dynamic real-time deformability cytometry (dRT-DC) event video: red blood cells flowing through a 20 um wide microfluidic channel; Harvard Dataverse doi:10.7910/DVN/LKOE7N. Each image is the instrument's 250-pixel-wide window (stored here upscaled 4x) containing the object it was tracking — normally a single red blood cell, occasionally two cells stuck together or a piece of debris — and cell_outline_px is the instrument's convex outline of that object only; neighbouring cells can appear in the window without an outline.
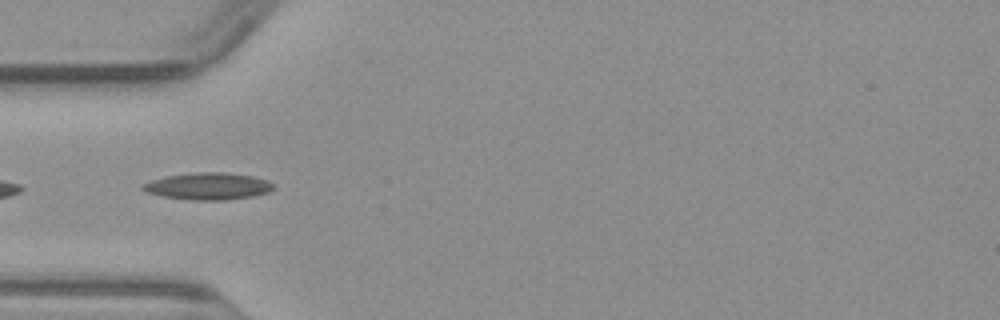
{"species": "common noctule bat (a hibernating species)", "species_latin": "Nyctalus noctula", "temperature_condition": "warm", "stored_images_in_passage": 43, "camera_frame_rate_fps": 3000, "um_per_image_px": 0.085, "animal": {"sex": "male", "body_mass_g": 23.1, "forearm_length_mm": 52.7}, "frame": {"image": 1, "passage_image": 14, "time_ms": 4.333, "image_size_px": [1000, 320], "cell_outline_px": [[276, 188], [268, 192], [252, 196], [224, 200], [192, 200], [164, 196], [148, 192], [140, 188], [140, 184], [152, 180], [168, 176], [196, 172], [224, 172], [252, 176], [268, 180], [276, 184]], "centroid_in_image_um": [17.73, 15.82], "position_along_channel_um": 67.3, "area_um2": 20.52}}
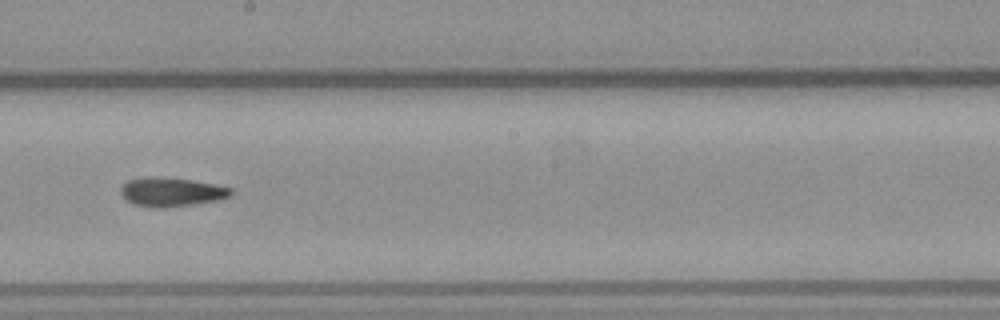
{"frame": {"image": 2, "passage_image": 26, "time_ms": 8.333, "image_size_px": [1000, 320], "cell_outline_px": [[232, 196], [216, 200], [192, 204], [164, 208], [156, 208], [132, 204], [124, 200], [120, 192], [120, 188], [128, 180], [148, 176], [156, 176], [192, 180], [216, 184], [232, 188]], "centroid_in_image_um": [14.54, 16.31], "position_along_channel_um": 233.7, "area_um2": 18.79}}
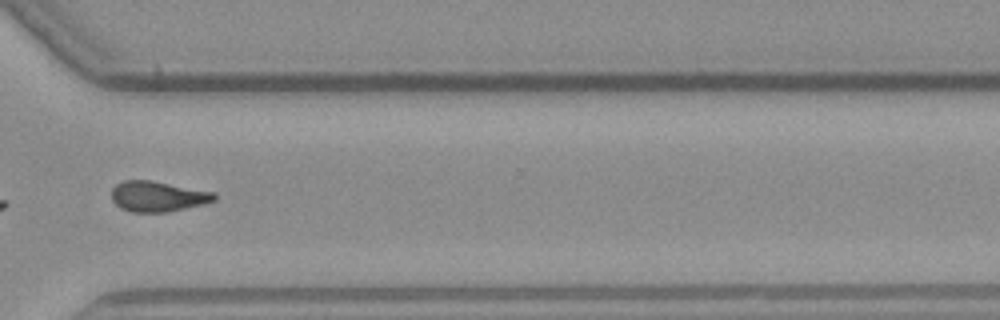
{"frame": {"image": 3, "passage_image": 35, "time_ms": 11.333, "image_size_px": [1000, 320], "cell_outline_px": [[216, 200], [204, 204], [168, 212], [132, 212], [120, 208], [112, 200], [112, 188], [116, 184], [124, 180], [152, 180], [216, 192]], "centroid_in_image_um": [13.43, 16.69], "position_along_channel_um": 357.2, "area_um2": 18.44}}